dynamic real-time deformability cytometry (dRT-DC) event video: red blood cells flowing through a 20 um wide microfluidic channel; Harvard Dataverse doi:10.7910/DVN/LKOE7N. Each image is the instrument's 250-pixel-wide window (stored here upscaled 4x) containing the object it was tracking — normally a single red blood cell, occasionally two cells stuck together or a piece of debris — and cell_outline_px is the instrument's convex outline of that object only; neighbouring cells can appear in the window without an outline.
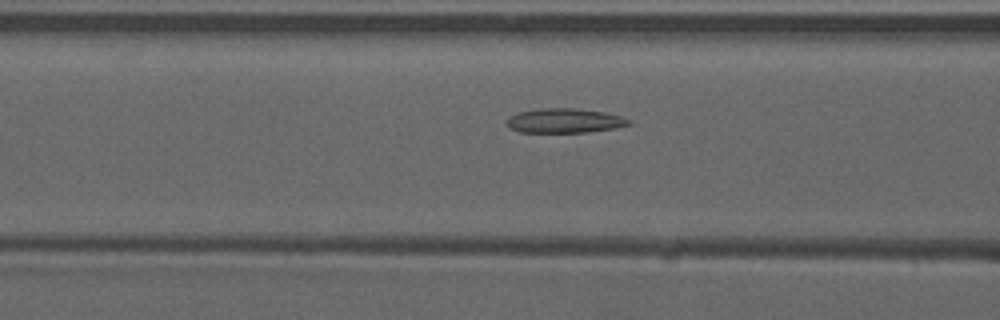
{"species": "common noctule bat (a hibernating species)", "species_latin": "Nyctalus noctula", "temperature_condition": "warm", "stored_images_in_passage": 47, "camera_frame_rate_fps": 3000, "um_per_image_px": 0.085, "animal": {"sex": "male", "forearm_length_mm": 52.5}, "frame": {"image": 1, "passage_image": 16, "time_ms": 5.0, "image_size_px": [1000, 320], "cell_outline_px": [[632, 124], [616, 128], [588, 132], [520, 132], [508, 128], [508, 116], [516, 112], [540, 108], [576, 108], [604, 112], [620, 116], [632, 120]], "centroid_in_image_um": [47.99, 10.25], "position_along_channel_um": 118.6, "area_um2": 17.57}}
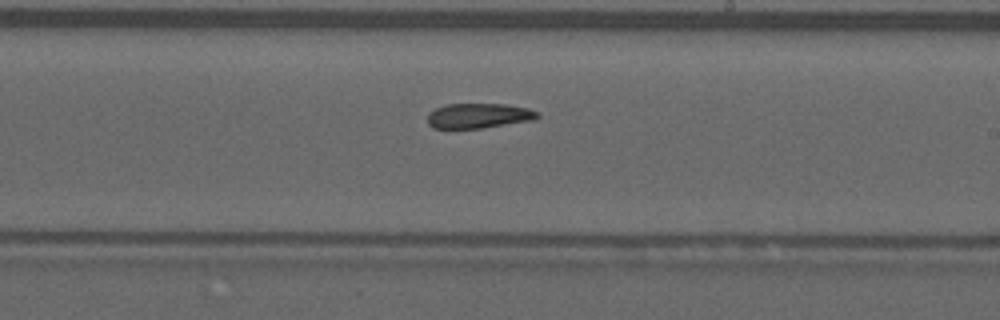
{"frame": {"image": 2, "passage_image": 26, "time_ms": 8.333, "image_size_px": [1000, 320], "cell_outline_px": [[540, 116], [532, 120], [484, 128], [432, 128], [428, 124], [428, 112], [436, 108], [448, 104], [508, 104], [528, 108], [536, 112]], "centroid_in_image_um": [40.67, 9.84], "position_along_channel_um": 248.3, "area_um2": 15.95}}
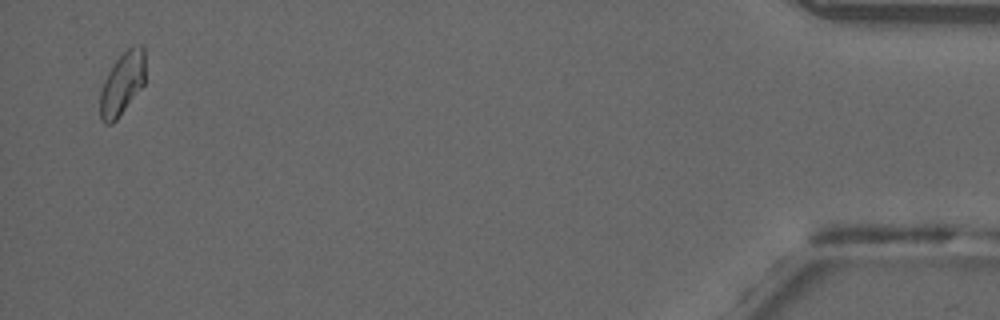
{"frame": {"image": 3, "passage_image": 46, "time_ms": 15.0, "image_size_px": [1000, 320], "cell_outline_px": [[144, 84], [116, 120], [112, 124], [104, 124], [100, 120], [100, 88], [108, 72], [116, 60], [132, 44], [144, 44]], "centroid_in_image_um": [10.37, 7.09], "position_along_channel_um": 424.8, "area_um2": 16.59}, "authors_computed_cell_mechanics": {"area_um2": 16.9354, "velocity_mm_per_s": 3.9053, "shape_relaxation_time_tau1_ms": null, "shape_relaxation_time_tau2_ms": 5.7074, "deformation_change_tau1": null, "deformation_change_tau2": 0.1277}}